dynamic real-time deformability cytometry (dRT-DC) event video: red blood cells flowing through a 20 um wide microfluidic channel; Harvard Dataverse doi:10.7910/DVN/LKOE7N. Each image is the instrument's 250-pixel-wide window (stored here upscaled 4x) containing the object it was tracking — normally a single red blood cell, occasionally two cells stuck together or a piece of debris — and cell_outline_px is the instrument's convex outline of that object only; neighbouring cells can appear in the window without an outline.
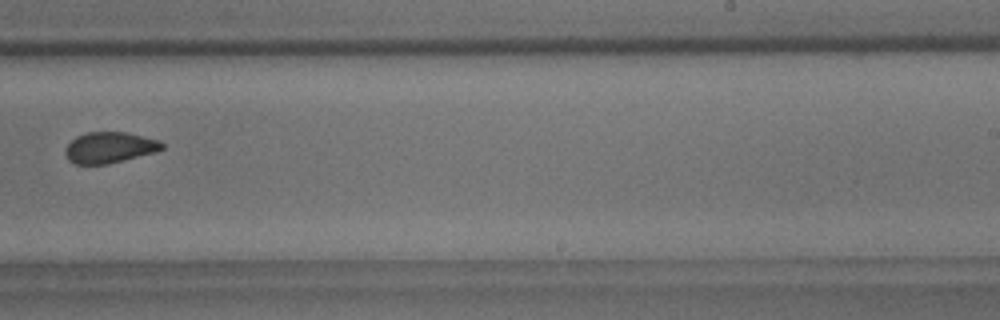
{"species": "common noctule bat (a hibernating species)", "species_latin": "Nyctalus noctula", "temperature_condition": "room temperature", "stored_images_in_passage": 11, "camera_frame_rate_fps": 3000, "um_per_image_px": 0.085, "animal": {"sex": "male", "body_mass_g": 18.8}, "frame": {"image": 1, "passage_image": 11, "time_ms": 12.333, "image_size_px": [1000, 320], "cell_outline_px": [[164, 148], [156, 152], [108, 164], [76, 164], [68, 160], [64, 152], [68, 144], [76, 136], [88, 132], [124, 132], [160, 140], [164, 144]], "centroid_in_image_um": [9.32, 12.54], "position_along_channel_um": 279.7, "area_um2": 17.46}}